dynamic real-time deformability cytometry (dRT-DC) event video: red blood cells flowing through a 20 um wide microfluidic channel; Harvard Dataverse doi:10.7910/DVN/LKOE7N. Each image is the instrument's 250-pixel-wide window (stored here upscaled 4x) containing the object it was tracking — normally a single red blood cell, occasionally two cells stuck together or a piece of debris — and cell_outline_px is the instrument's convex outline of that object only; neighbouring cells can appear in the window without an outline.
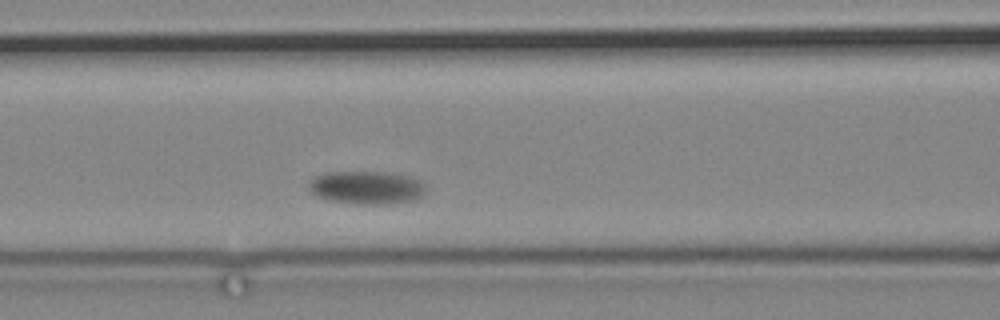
{"species": "common noctule bat (a hibernating species)", "species_latin": "Nyctalus noctula", "temperature_condition": "cold", "stored_images_in_passage": 6, "camera_frame_rate_fps": 3000, "um_per_image_px": 0.085, "animal": {"sex": "male", "body_mass_g": 19.2, "forearm_length_mm": 51.8}, "frame": {"image": 1, "passage_image": 6, "time_ms": 7.0, "image_size_px": [1000, 320], "cell_outline_px": [[424, 192], [416, 200], [396, 204], [356, 204], [328, 200], [312, 192], [308, 188], [308, 180], [316, 176], [328, 172], [396, 172], [412, 176], [424, 184]], "centroid_in_image_um": [31.19, 15.94], "position_along_channel_um": 135.4, "area_um2": 22.89}}